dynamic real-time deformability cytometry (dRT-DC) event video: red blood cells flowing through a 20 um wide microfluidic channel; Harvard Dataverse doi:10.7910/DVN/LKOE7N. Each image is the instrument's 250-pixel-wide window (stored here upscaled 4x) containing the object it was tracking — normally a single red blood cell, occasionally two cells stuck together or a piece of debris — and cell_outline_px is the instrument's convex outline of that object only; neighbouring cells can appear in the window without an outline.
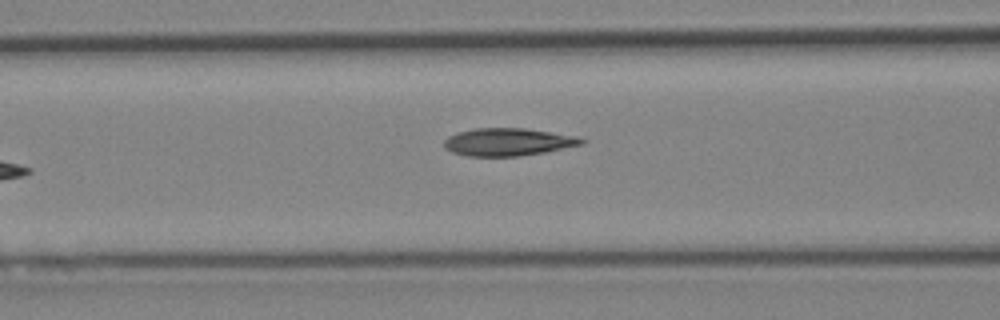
{"species": "Egyptian fruit bat (a non-hibernating species)", "species_latin": "Rousettus aegyptiacus", "temperature_condition": "cold", "stored_images_in_passage": 8, "camera_frame_rate_fps": 3000, "um_per_image_px": 0.085, "animal": {"sex": "female"}, "frame": {"image": 1, "passage_image": 7, "time_ms": 7.0, "image_size_px": [1000, 320], "cell_outline_px": [[588, 140], [584, 144], [544, 152], [516, 156], [468, 156], [452, 152], [444, 148], [444, 140], [448, 136], [456, 132], [476, 128], [524, 128], [576, 136]], "centroid_in_image_um": [43.17, 12.06], "position_along_channel_um": 123.4, "area_um2": 22.14}}